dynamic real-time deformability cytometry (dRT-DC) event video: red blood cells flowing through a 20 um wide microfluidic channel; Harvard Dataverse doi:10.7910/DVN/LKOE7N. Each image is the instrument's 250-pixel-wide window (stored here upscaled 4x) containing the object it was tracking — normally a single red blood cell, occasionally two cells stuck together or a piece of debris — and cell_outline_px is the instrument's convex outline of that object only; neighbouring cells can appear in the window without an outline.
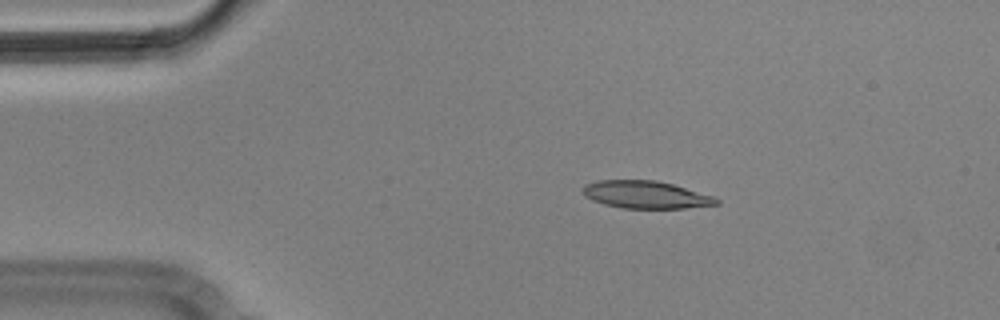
{"species": "Egyptian fruit bat (a non-hibernating species)", "species_latin": "Rousettus aegyptiacus", "temperature_condition": "cold", "stored_images_in_passage": 15, "camera_frame_rate_fps": 3000, "um_per_image_px": 0.085, "animal": {"sex": "male"}, "frame": {"image": 1, "passage_image": 3, "time_ms": 0.667, "image_size_px": [1000, 320], "cell_outline_px": [[720, 204], [684, 208], [624, 208], [604, 204], [592, 200], [584, 196], [584, 184], [596, 180], [656, 180], [672, 184], [712, 196], [720, 200]], "centroid_in_image_um": [54.87, 16.54], "position_along_channel_um": 30.1, "area_um2": 21.27}}
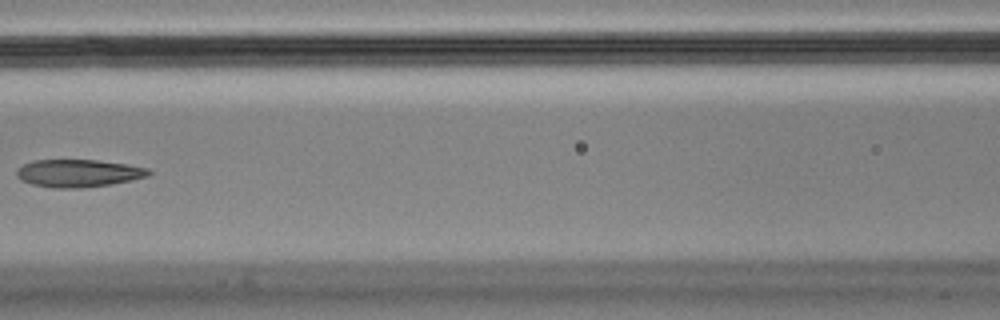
{"frame": {"image": 2, "passage_image": 7, "time_ms": 2.0, "image_size_px": [1000, 320], "cell_outline_px": [[152, 172], [148, 176], [112, 184], [80, 188], [52, 188], [32, 184], [20, 180], [16, 176], [16, 172], [24, 164], [32, 160], [100, 160], [128, 164], [148, 168]], "centroid_in_image_um": [6.67, 14.72], "position_along_channel_um": 159.9, "area_um2": 21.33}}